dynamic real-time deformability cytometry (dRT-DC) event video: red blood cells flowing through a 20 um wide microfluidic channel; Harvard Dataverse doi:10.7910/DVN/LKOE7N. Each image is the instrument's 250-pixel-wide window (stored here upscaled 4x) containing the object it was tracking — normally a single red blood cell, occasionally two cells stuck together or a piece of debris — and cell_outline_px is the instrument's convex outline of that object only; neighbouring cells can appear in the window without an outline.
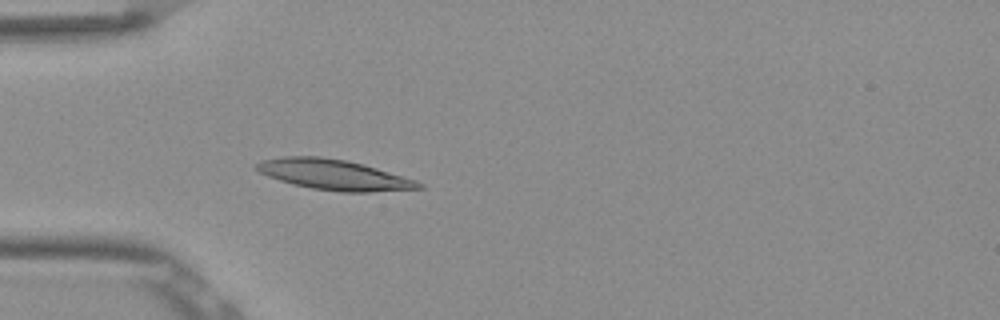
{"species": "Egyptian fruit bat (a non-hibernating species)", "species_latin": "Rousettus aegyptiacus", "temperature_condition": "room temperature", "stored_images_in_passage": 53, "camera_frame_rate_fps": 3000, "um_per_image_px": 0.085, "frame": {"image": 1, "passage_image": 16, "time_ms": 5.0, "image_size_px": [1000, 320], "cell_outline_px": [[424, 188], [368, 192], [340, 192], [312, 188], [292, 184], [268, 176], [260, 172], [256, 168], [256, 164], [264, 160], [284, 156], [320, 156], [344, 160], [364, 164], [416, 180], [424, 184]], "centroid_in_image_um": [28.41, 14.85], "position_along_channel_um": 56.6, "area_um2": 28.5}}
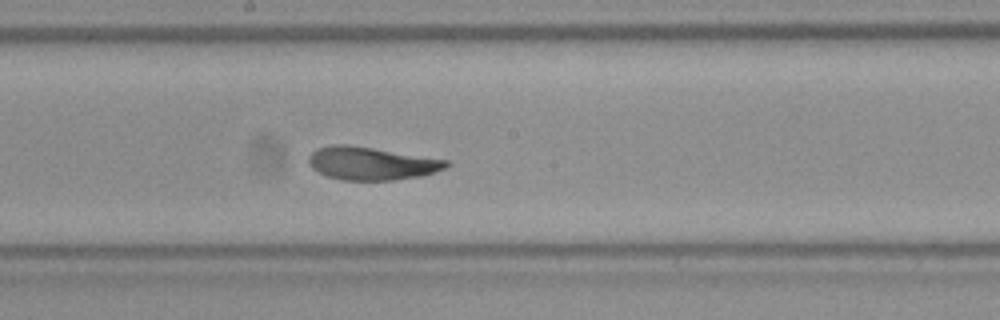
{"frame": {"image": 2, "passage_image": 29, "time_ms": 9.333, "image_size_px": [1000, 320], "cell_outline_px": [[452, 164], [444, 168], [420, 176], [392, 180], [344, 180], [328, 176], [312, 168], [308, 160], [308, 156], [316, 148], [332, 144], [348, 144], [448, 160]], "centroid_in_image_um": [31.54, 13.88], "position_along_channel_um": 216.7, "area_um2": 26.24}}
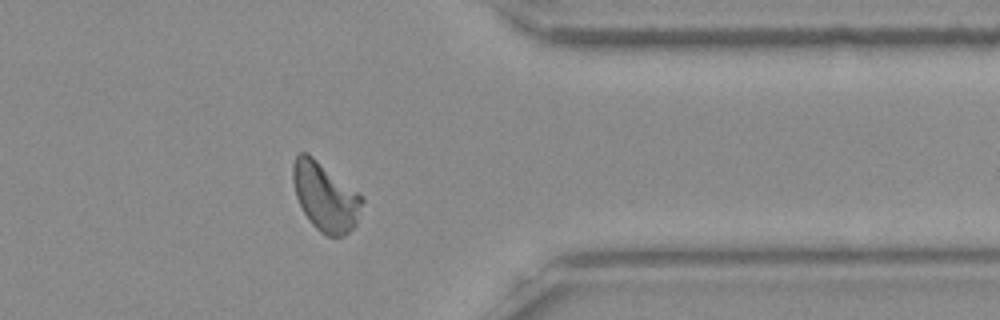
{"frame": {"image": 3, "passage_image": 43, "time_ms": 14.0, "image_size_px": [1000, 320], "cell_outline_px": [[364, 200], [356, 224], [344, 236], [328, 236], [320, 232], [312, 224], [304, 212], [296, 196], [292, 180], [292, 164], [296, 156], [300, 152], [308, 152], [356, 192]], "centroid_in_image_um": [27.61, 16.72], "position_along_channel_um": 383.8, "area_um2": 27.17}, "authors_computed_cell_mechanics": {"area_um2": 26.4724, "velocity_mm_per_s": 3.827, "shape_relaxation_time_tau1_ms": 3.0487, "shape_relaxation_time_tau2_ms": 1.2199, "deformation_change_tau1": 0.1429, "deformation_change_tau2": 0.0396}}